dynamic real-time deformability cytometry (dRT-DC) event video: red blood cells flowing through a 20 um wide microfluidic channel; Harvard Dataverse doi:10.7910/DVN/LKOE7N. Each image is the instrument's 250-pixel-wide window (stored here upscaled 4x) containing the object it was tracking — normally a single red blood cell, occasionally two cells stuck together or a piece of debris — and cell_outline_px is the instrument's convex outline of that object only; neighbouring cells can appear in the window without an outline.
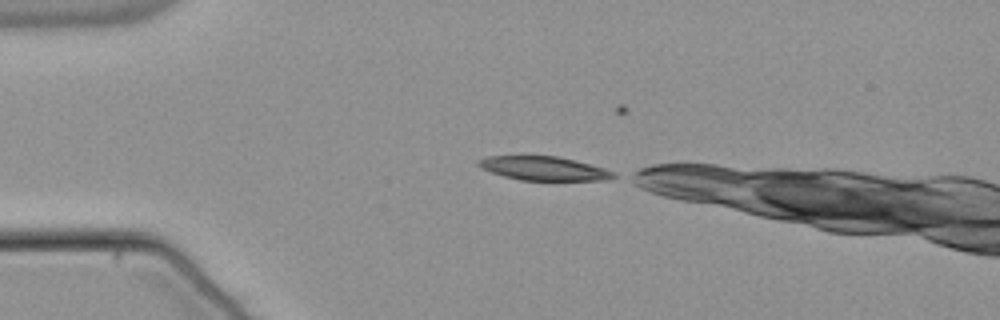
{"species": "common noctule bat (a hibernating species)", "species_latin": "Nyctalus noctula", "temperature_condition": "warm", "stored_images_in_passage": 43, "camera_frame_rate_fps": 3000, "um_per_image_px": 0.085, "animal": {"sex": "male", "body_mass_g": 21.5, "forearm_length_mm": 52.0}, "frame": {"image": 1, "passage_image": 8, "time_ms": 2.333, "image_size_px": [1000, 320], "cell_outline_px": [[616, 176], [608, 180], [520, 180], [504, 176], [480, 168], [476, 164], [476, 160], [488, 156], [556, 156], [604, 168], [616, 172]], "centroid_in_image_um": [46.19, 14.32], "position_along_channel_um": 38.8, "area_um2": 18.67}}
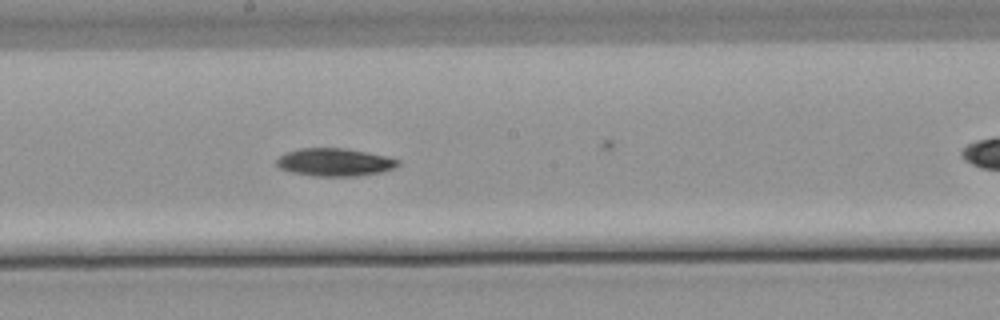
{"frame": {"image": 2, "passage_image": 25, "time_ms": 8.0, "image_size_px": [1000, 320], "cell_outline_px": [[400, 164], [396, 168], [380, 172], [356, 176], [316, 176], [292, 172], [280, 168], [276, 164], [276, 160], [280, 156], [288, 152], [300, 148], [348, 148], [388, 156], [400, 160]], "centroid_in_image_um": [28.5, 13.78], "position_along_channel_um": 219.7, "area_um2": 19.77}}
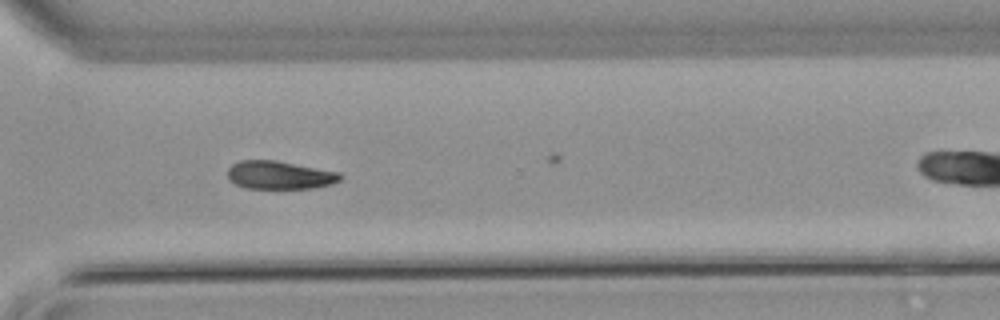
{"frame": {"image": 3, "passage_image": 35, "time_ms": 11.333, "image_size_px": [1000, 320], "cell_outline_px": [[344, 176], [340, 180], [332, 184], [312, 188], [244, 188], [228, 180], [228, 168], [232, 164], [240, 160], [276, 160], [340, 172]], "centroid_in_image_um": [23.77, 14.88], "position_along_channel_um": 346.8, "area_um2": 18.61}, "authors_computed_cell_mechanics": {"area_um2": 19.1896, "velocity_mm_per_s": 3.8107, "shape_relaxation_time_tau1_ms": 4.2507, "shape_relaxation_time_tau2_ms": null, "deformation_change_tau1": 0.1122, "deformation_change_tau2": null}}